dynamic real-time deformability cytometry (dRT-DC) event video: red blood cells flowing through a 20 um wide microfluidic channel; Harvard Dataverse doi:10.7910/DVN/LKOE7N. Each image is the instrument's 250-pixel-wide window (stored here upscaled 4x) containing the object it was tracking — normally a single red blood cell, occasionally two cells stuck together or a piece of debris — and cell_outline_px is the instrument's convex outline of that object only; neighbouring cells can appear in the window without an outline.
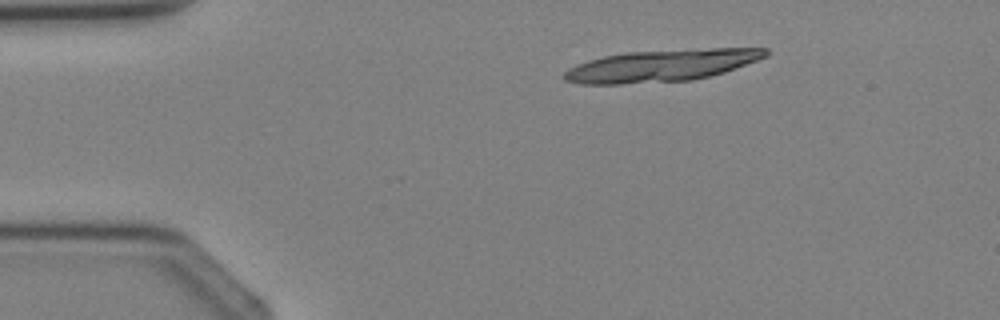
{"species": "Egyptian fruit bat (a non-hibernating species)", "species_latin": "Rousettus aegyptiacus", "temperature_condition": "cold", "stored_images_in_passage": 2, "camera_frame_rate_fps": 3000, "um_per_image_px": 0.085, "animal": {"sex": "female"}, "frame": {"image": 1, "passage_image": 1, "time_ms": 0.0, "image_size_px": [1000, 320], "cell_outline_px": [[768, 56], [724, 72], [692, 80], [620, 84], [580, 84], [564, 80], [564, 72], [568, 68], [588, 60], [604, 56], [628, 52], [712, 48], [768, 48]], "centroid_in_image_um": [56.21, 5.57], "position_along_channel_um": 28.8, "area_um2": 37.22}}